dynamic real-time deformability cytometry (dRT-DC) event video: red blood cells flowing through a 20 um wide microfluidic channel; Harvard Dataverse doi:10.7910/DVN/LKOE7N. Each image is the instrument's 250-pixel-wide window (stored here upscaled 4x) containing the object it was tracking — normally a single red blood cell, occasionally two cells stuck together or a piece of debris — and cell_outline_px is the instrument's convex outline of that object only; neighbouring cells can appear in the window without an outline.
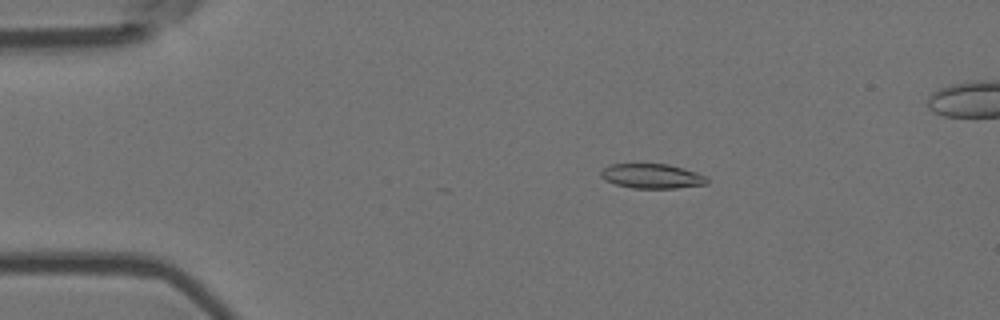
{"species": "Egyptian fruit bat (a non-hibernating species)", "species_latin": "Rousettus aegyptiacus", "temperature_condition": "room temperature", "stored_images_in_passage": 44, "camera_frame_rate_fps": 3000, "um_per_image_px": 0.085, "animal": {"sex": "female"}, "frame": {"image": 1, "passage_image": 9, "time_ms": 2.667, "image_size_px": [1000, 320], "cell_outline_px": [[708, 184], [676, 188], [632, 188], [616, 184], [604, 180], [600, 176], [600, 172], [604, 168], [612, 164], [668, 164], [696, 172], [708, 176]], "centroid_in_image_um": [55.43, 14.97], "position_along_channel_um": 29.6, "area_um2": 15.26}}
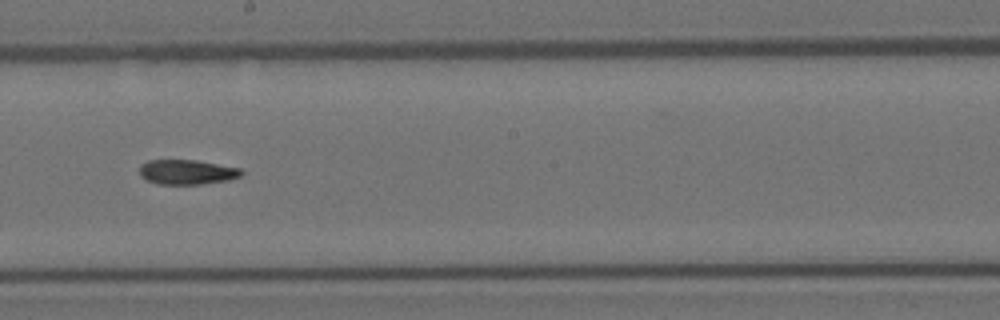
{"frame": {"image": 2, "passage_image": 30, "time_ms": 9.667, "image_size_px": [1000, 320], "cell_outline_px": [[244, 172], [240, 176], [228, 180], [200, 184], [156, 184], [140, 176], [140, 164], [148, 160], [196, 160], [240, 168]], "centroid_in_image_um": [15.87, 14.62], "position_along_channel_um": 232.3, "area_um2": 14.68}}
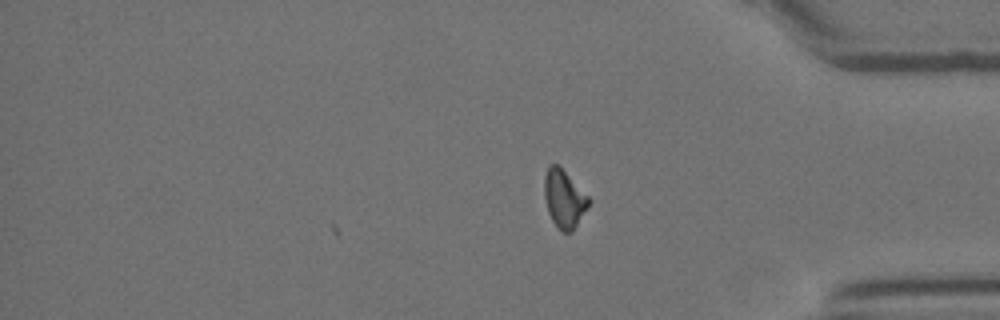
{"frame": {"image": 3, "passage_image": 44, "time_ms": 14.333, "image_size_px": [1000, 320], "cell_outline_px": [[592, 200], [588, 208], [572, 232], [560, 232], [556, 228], [548, 212], [544, 196], [544, 176], [548, 164], [556, 164]], "centroid_in_image_um": [47.94, 16.94], "position_along_channel_um": 387.3, "area_um2": 14.97}, "authors_computed_cell_mechanics": {"area_um2": 15.317, "velocity_mm_per_s": 3.678, "shape_relaxation_time_tau1_ms": 10.387, "shape_relaxation_time_tau2_ms": 9.1036, "deformation_change_tau1": 0.2455, "deformation_change_tau2": 0.178}}